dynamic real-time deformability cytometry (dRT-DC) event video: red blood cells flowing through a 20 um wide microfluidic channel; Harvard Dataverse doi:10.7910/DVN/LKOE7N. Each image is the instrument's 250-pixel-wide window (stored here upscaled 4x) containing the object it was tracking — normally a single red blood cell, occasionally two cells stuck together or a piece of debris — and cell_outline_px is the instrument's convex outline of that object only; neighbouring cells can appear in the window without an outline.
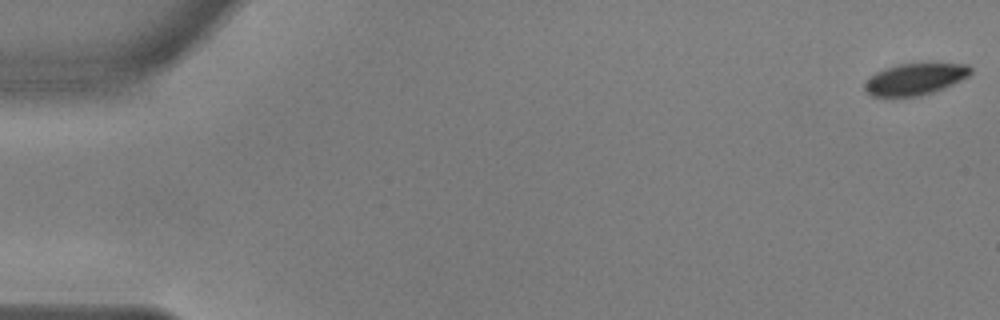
{"species": "common noctule bat (a hibernating species)", "species_latin": "Nyctalus noctula", "temperature_condition": "warm", "stored_images_in_passage": 57, "camera_frame_rate_fps": 3000, "um_per_image_px": 0.085, "animal": {"sex": "male", "body_mass_g": 17.9, "forearm_length_mm": 54.2}, "frame": {"image": 1, "passage_image": 1, "time_ms": 0.0, "image_size_px": [1000, 320], "cell_outline_px": [[972, 72], [968, 76], [944, 88], [920, 96], [892, 100], [872, 96], [864, 88], [864, 84], [876, 72], [884, 68], [900, 64], [968, 64], [972, 68]], "centroid_in_image_um": [77.73, 6.78], "position_along_channel_um": 7.3, "area_um2": 19.83}}
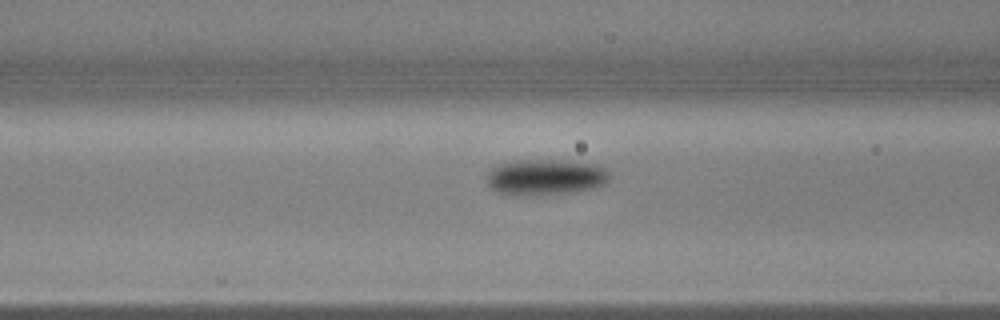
{"frame": {"image": 2, "passage_image": 23, "time_ms": 7.333, "image_size_px": [1000, 320], "cell_outline_px": [[608, 180], [604, 184], [592, 188], [568, 192], [536, 196], [508, 196], [496, 192], [488, 184], [488, 172], [496, 164], [508, 160], [568, 160], [596, 164], [604, 168], [608, 172]], "centroid_in_image_um": [46.29, 15.05], "position_along_channel_um": 120.3, "area_um2": 26.13}}
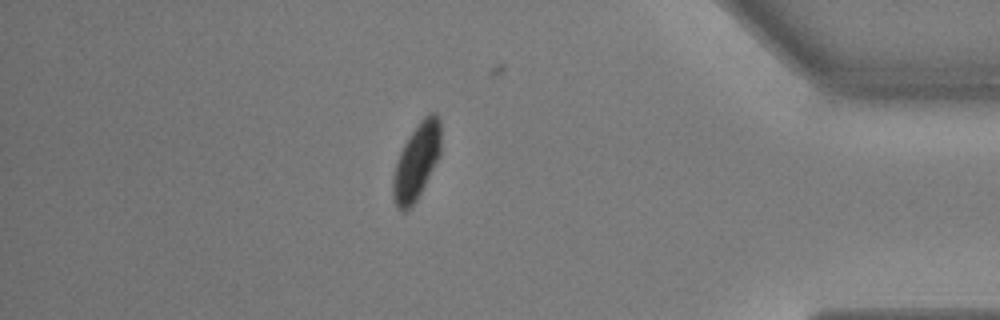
{"frame": {"image": 3, "passage_image": 49, "time_ms": 16.0, "image_size_px": [1000, 320], "cell_outline_px": [[440, 156], [416, 200], [404, 212], [400, 212], [396, 208], [392, 196], [392, 180], [396, 164], [400, 152], [408, 136], [416, 124], [428, 112], [436, 112], [440, 120]], "centroid_in_image_um": [35.39, 13.71], "position_along_channel_um": 399.8, "area_um2": 21.33}, "authors_computed_cell_mechanics": {"area_um2": 22.8888, "velocity_mm_per_s": 3.6208, "shape_relaxation_time_tau1_ms": 3.4115, "shape_relaxation_time_tau2_ms": null, "deformation_change_tau1": 0.1214, "deformation_change_tau2": null}}